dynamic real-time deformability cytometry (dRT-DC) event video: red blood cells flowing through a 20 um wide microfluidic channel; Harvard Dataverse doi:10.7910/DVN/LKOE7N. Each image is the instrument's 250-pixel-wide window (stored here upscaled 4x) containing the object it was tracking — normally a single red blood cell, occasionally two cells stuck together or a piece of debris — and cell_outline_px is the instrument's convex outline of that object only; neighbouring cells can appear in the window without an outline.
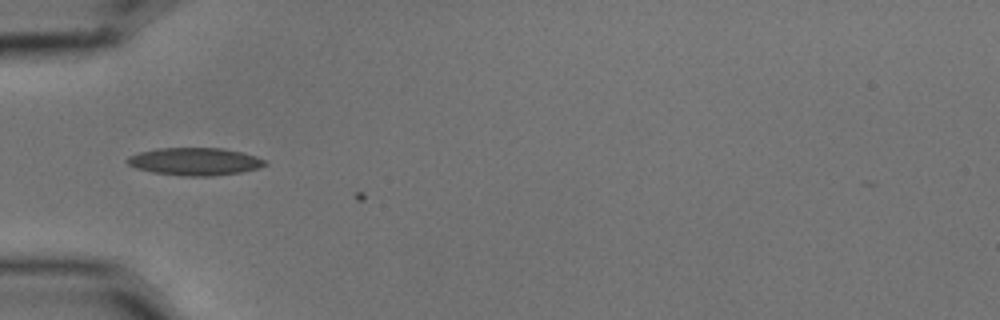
{"species": "common noctule bat (a hibernating species)", "species_latin": "Nyctalus noctula", "temperature_condition": "cold", "stored_images_in_passage": 6, "camera_frame_rate_fps": 3000, "um_per_image_px": 0.085, "animal": {"sex": "male", "body_mass_g": 15.6}, "frame": {"image": 1, "passage_image": 4, "time_ms": 1.0, "image_size_px": [1000, 320], "cell_outline_px": [[268, 164], [260, 168], [240, 172], [212, 176], [184, 176], [152, 172], [136, 168], [128, 164], [124, 160], [128, 156], [140, 152], [156, 148], [224, 148], [256, 156], [264, 160]], "centroid_in_image_um": [16.54, 13.73], "position_along_channel_um": 68.5, "area_um2": 22.2}}